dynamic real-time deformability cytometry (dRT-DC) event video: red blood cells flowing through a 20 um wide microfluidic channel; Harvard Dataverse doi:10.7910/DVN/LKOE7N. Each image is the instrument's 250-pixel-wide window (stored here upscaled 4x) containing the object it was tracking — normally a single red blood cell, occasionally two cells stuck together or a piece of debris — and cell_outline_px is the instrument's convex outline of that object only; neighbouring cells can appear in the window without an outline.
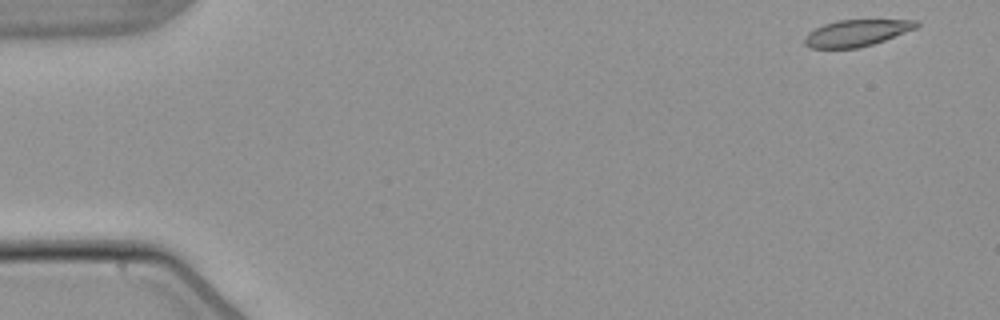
{"species": "common noctule bat (a hibernating species)", "species_latin": "Nyctalus noctula", "temperature_condition": "warm", "stored_images_in_passage": 5, "camera_frame_rate_fps": 3000, "um_per_image_px": 0.085, "animal": {"sex": "male", "body_mass_g": 21.5, "forearm_length_mm": 52.0}, "frame": {"image": 1, "passage_image": 1, "time_ms": 0.0, "image_size_px": [1000, 320], "cell_outline_px": [[920, 24], [916, 28], [884, 40], [872, 44], [856, 48], [812, 48], [804, 44], [804, 36], [808, 32], [824, 24], [836, 20], [916, 20]], "centroid_in_image_um": [72.77, 2.8], "position_along_channel_um": 12.2, "area_um2": 17.17}}
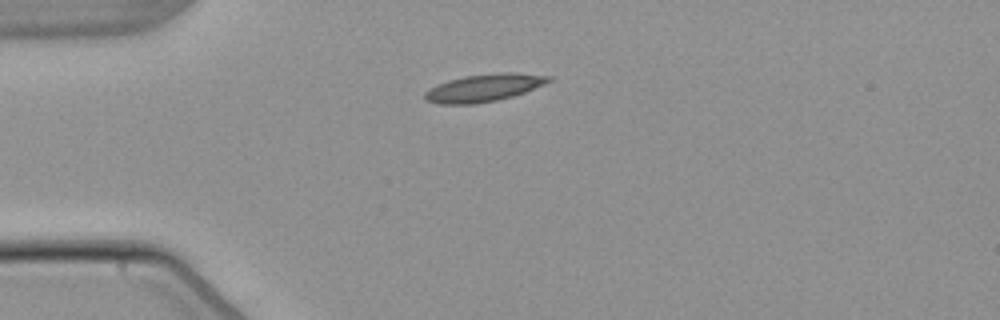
{"frame": {"image": 2, "passage_image": 4, "time_ms": 3.667, "image_size_px": [1000, 320], "cell_outline_px": [[552, 80], [544, 84], [524, 92], [512, 96], [496, 100], [476, 104], [440, 104], [424, 100], [424, 92], [428, 88], [448, 80], [464, 76], [496, 72], [516, 72], [552, 76]], "centroid_in_image_um": [41.11, 7.45], "position_along_channel_um": 43.9, "area_um2": 20.0}}